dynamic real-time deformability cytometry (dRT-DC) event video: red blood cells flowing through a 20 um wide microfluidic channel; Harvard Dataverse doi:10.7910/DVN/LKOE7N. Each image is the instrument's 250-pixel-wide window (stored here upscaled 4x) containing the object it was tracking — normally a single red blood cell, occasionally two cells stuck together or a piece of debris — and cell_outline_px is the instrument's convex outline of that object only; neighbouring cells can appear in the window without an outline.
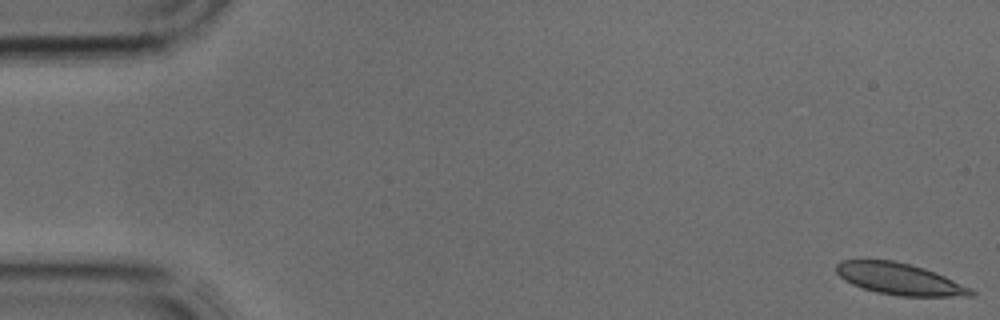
{"species": "common noctule bat (a hibernating species)", "species_latin": "Nyctalus noctula", "temperature_condition": "cold", "stored_images_in_passage": 4, "camera_frame_rate_fps": 3000, "um_per_image_px": 0.085, "animal": {"sex": "male", "body_mass_g": 17.9, "forearm_length_mm": 54.2}, "frame": {"image": 1, "passage_image": 1, "time_ms": 0.0, "image_size_px": [1000, 320], "cell_outline_px": [[976, 292], [972, 296], [900, 296], [876, 292], [852, 284], [844, 280], [836, 272], [836, 264], [840, 260], [892, 260], [924, 268], [944, 276], [972, 288]], "centroid_in_image_um": [76.45, 23.71], "position_along_channel_um": 8.5, "area_um2": 24.62}}
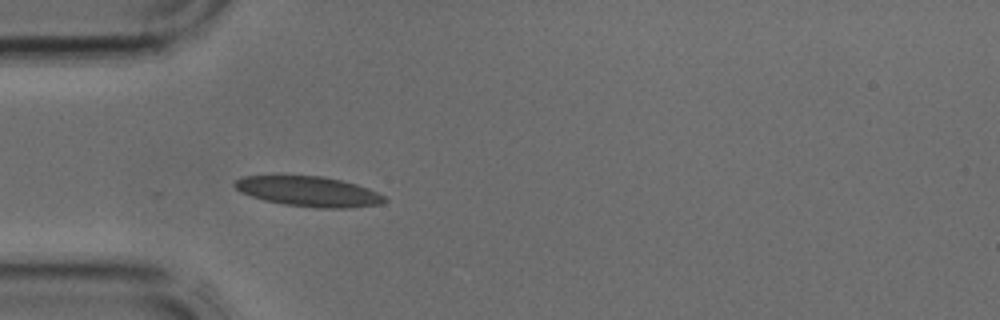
{"frame": {"image": 2, "passage_image": 4, "time_ms": 1.0, "image_size_px": [1000, 320], "cell_outline_px": [[388, 200], [380, 204], [352, 208], [316, 208], [284, 204], [264, 200], [240, 192], [232, 184], [236, 180], [244, 176], [276, 172], [280, 172], [324, 176], [356, 184], [368, 188], [384, 196]], "centroid_in_image_um": [26.15, 16.22], "position_along_channel_um": 58.8, "area_um2": 27.4}}